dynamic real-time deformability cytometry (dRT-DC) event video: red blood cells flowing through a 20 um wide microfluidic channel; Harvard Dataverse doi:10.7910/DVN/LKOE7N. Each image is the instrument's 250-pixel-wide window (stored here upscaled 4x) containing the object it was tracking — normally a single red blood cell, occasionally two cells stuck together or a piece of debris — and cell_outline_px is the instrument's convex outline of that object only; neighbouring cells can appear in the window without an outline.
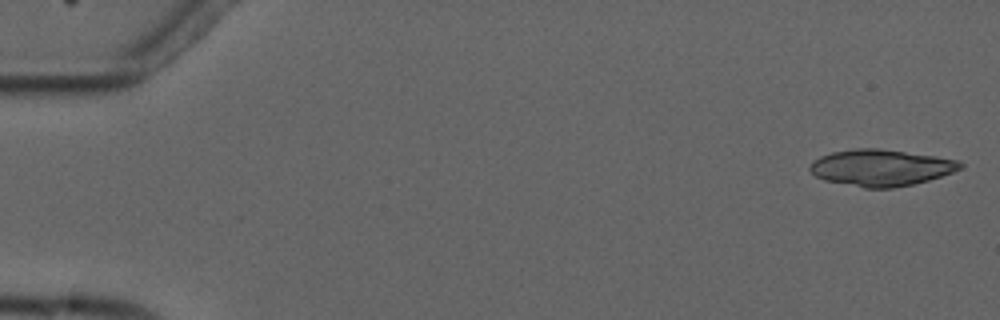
{"species": "common noctule bat (a hibernating species)", "species_latin": "Nyctalus noctula", "temperature_condition": "cold", "stored_images_in_passage": 4, "camera_frame_rate_fps": 3000, "um_per_image_px": 0.085, "animal": {"sex": "male", "forearm_length_mm": 52.5}, "frame": {"image": 1, "passage_image": 1, "time_ms": 0.0, "image_size_px": [1000, 320], "cell_outline_px": [[964, 168], [928, 180], [912, 184], [892, 188], [864, 188], [824, 180], [816, 176], [808, 168], [812, 160], [820, 156], [832, 152], [856, 148], [880, 148], [936, 156], [956, 160], [964, 164]], "centroid_in_image_um": [74.86, 14.25], "position_along_channel_um": 10.1, "area_um2": 32.02}}